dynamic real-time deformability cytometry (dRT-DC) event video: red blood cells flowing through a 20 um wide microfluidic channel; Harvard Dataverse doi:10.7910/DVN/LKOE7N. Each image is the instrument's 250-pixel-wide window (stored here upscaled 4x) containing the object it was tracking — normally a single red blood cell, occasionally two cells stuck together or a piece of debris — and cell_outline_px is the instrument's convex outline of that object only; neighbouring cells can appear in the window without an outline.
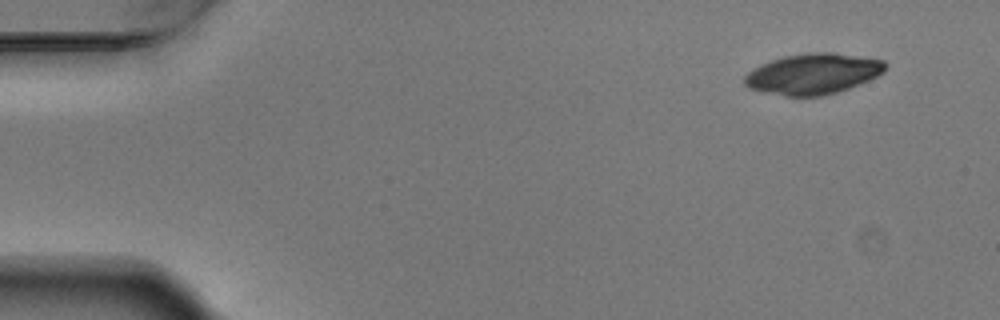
{"species": "Egyptian fruit bat (a non-hibernating species)", "species_latin": "Rousettus aegyptiacus", "temperature_condition": "warm", "stored_images_in_passage": 4, "camera_frame_rate_fps": 3000, "um_per_image_px": 0.085, "animal": {"sex": "male"}, "frame": {"image": 1, "passage_image": 1, "time_ms": 0.0, "image_size_px": [1000, 320], "cell_outline_px": [[888, 64], [884, 72], [868, 80], [848, 88], [824, 96], [784, 96], [764, 92], [748, 88], [744, 84], [744, 76], [748, 72], [772, 60], [784, 56], [812, 52], [828, 52], [884, 60]], "centroid_in_image_um": [69.11, 6.29], "position_along_channel_um": 15.9, "area_um2": 33.06}}